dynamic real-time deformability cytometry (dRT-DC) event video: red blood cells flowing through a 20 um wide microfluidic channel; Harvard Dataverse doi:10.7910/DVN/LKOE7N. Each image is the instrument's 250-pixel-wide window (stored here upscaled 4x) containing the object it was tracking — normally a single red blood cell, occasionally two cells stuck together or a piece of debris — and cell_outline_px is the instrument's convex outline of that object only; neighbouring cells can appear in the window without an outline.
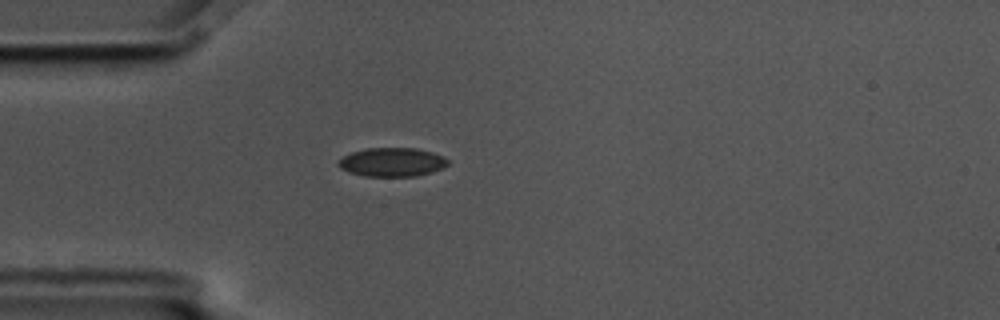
{"species": "common noctule bat (a hibernating species)", "species_latin": "Nyctalus noctula", "temperature_condition": "cold", "stored_images_in_passage": 42, "camera_frame_rate_fps": 3000, "um_per_image_px": 0.085, "animal": {"sex": "male", "body_mass_g": 17.5, "forearm_length_mm": 52.3}, "frame": {"image": 1, "passage_image": 1, "time_ms": 0.0, "image_size_px": [1000, 320], "cell_outline_px": [[448, 164], [444, 168], [432, 172], [416, 176], [364, 176], [348, 172], [340, 168], [336, 164], [344, 156], [352, 152], [368, 148], [416, 148], [432, 152], [444, 156], [448, 160]], "centroid_in_image_um": [33.34, 13.78], "position_along_channel_um": 51.7, "area_um2": 18.44}}
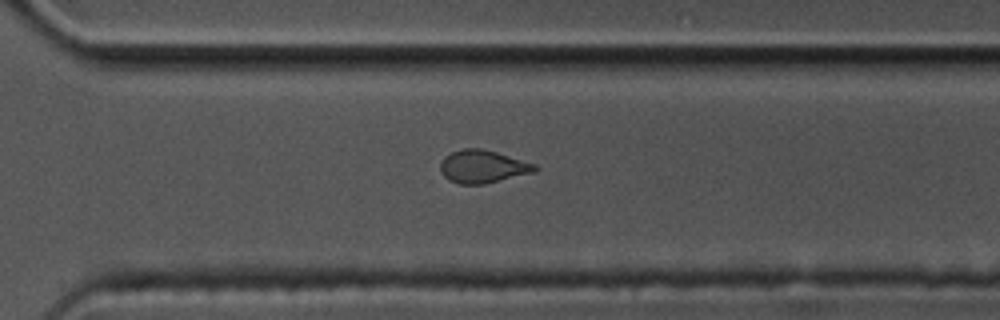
{"frame": {"image": 2, "passage_image": 25, "time_ms": 8.0, "image_size_px": [1000, 320], "cell_outline_px": [[540, 168], [532, 172], [484, 184], [460, 184], [448, 180], [440, 172], [440, 160], [444, 156], [452, 152], [464, 148], [480, 148], [496, 152], [536, 164]], "centroid_in_image_um": [40.99, 14.15], "position_along_channel_um": 329.6, "area_um2": 18.03}}
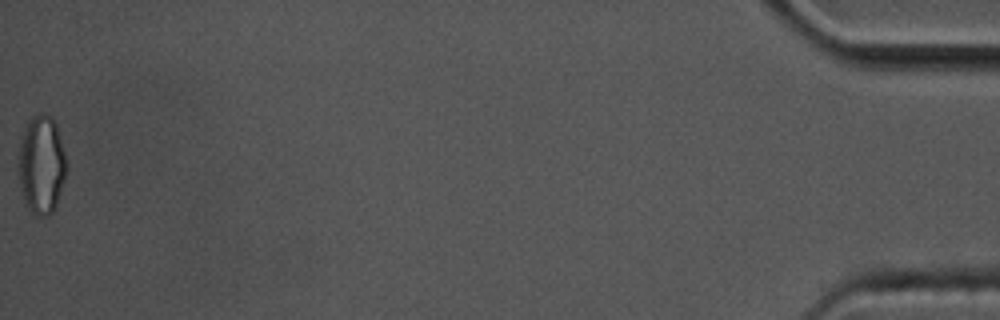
{"frame": {"image": 3, "passage_image": 42, "time_ms": 13.667, "image_size_px": [1000, 320], "cell_outline_px": [[68, 164], [64, 180], [56, 208], [48, 216], [36, 216], [24, 204], [16, 168], [20, 136], [24, 124], [32, 116], [40, 112], [44, 112], [52, 116], [56, 120]], "centroid_in_image_um": [3.5, 13.95], "position_along_channel_um": 431.7, "area_um2": 28.9}, "authors_computed_cell_mechanics": {"area_um2": 18.6405, "velocity_mm_per_s": 3.5774, "shape_relaxation_time_tau1_ms": 10.6005, "shape_relaxation_time_tau2_ms": 1.842, "deformation_change_tau1": 0.1353, "deformation_change_tau2": 0.0326}}